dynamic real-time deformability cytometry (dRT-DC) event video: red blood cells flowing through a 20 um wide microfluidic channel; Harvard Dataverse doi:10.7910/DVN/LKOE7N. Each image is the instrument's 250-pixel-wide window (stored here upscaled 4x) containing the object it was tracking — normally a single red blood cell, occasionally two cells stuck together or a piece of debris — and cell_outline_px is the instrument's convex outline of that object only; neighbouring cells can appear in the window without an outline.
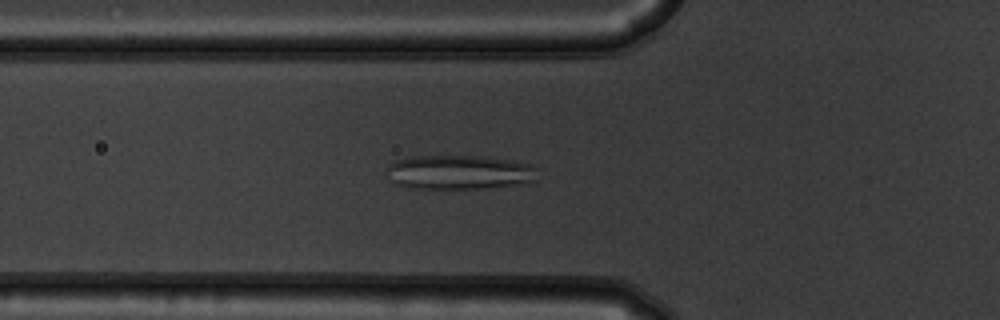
{"species": "common noctule bat (a hibernating species)", "species_latin": "Nyctalus noctula", "temperature_condition": "warm", "stored_images_in_passage": 53, "segment_of_instrument_passage": [1, 2], "camera_frame_rate_fps": 3000, "um_per_image_px": 0.085, "animal": {"sex": "male", "body_mass_g": 19.5, "forearm_length_mm": 54.6}, "frame": {"image": 1, "passage_image": 20, "time_ms": 6.333, "image_size_px": [1000, 320], "cell_outline_px": [[536, 180], [516, 184], [488, 188], [408, 188], [396, 184], [392, 180], [388, 168], [388, 164], [396, 160], [408, 156], [484, 156], [512, 160], [532, 164]], "centroid_in_image_um": [39.01, 14.63], "position_along_channel_um": 86.8, "area_um2": 29.94}}
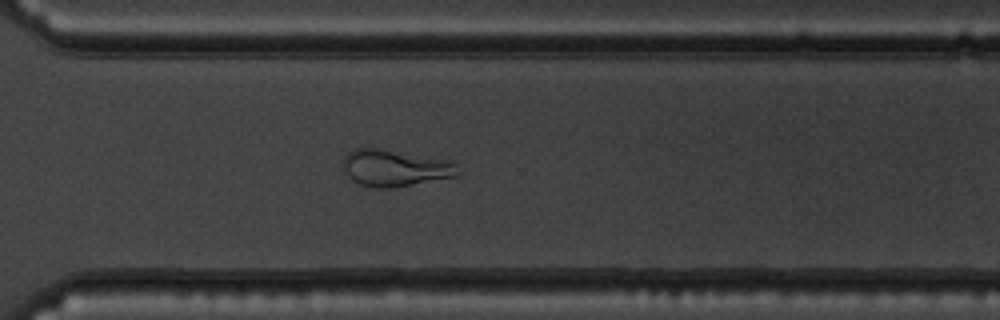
{"frame": {"image": 2, "passage_image": 40, "time_ms": 13.0, "image_size_px": [1000, 320], "cell_outline_px": [[460, 176], [392, 188], [376, 188], [360, 184], [352, 180], [340, 168], [344, 156], [352, 148], [380, 148], [448, 160], [456, 164], [460, 172]], "centroid_in_image_um": [33.54, 14.28], "position_along_channel_um": 337.1, "area_um2": 24.97}}
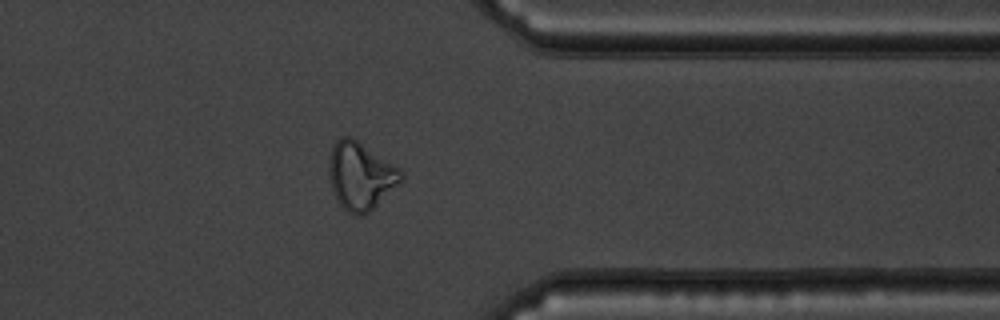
{"frame": {"image": 3, "passage_image": 44, "time_ms": 14.333, "image_size_px": [1000, 320], "cell_outline_px": [[404, 180], [400, 184], [364, 216], [352, 216], [336, 200], [328, 176], [328, 164], [332, 144], [340, 136], [352, 136], [404, 168]], "centroid_in_image_um": [30.69, 14.91], "position_along_channel_um": 380.7, "area_um2": 29.48}}